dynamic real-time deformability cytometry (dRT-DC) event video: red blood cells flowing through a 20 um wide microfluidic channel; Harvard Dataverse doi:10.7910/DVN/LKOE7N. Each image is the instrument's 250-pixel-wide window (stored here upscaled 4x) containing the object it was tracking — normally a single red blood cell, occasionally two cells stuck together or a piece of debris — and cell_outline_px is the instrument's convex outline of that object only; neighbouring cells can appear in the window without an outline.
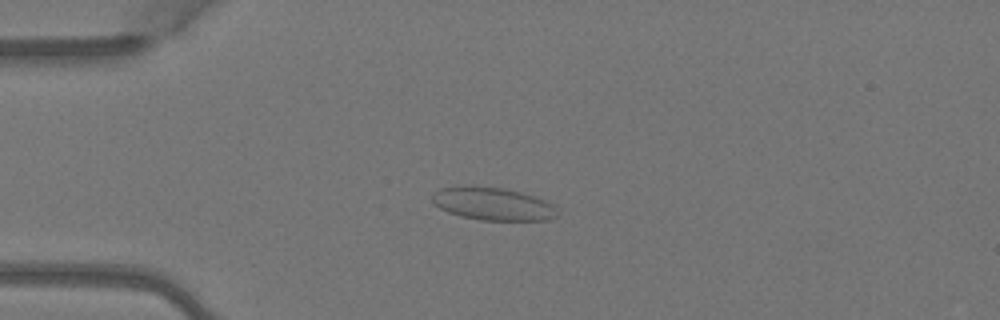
{"species": "Egyptian fruit bat (a non-hibernating species)", "species_latin": "Rousettus aegyptiacus", "temperature_condition": "warm", "stored_images_in_passage": 4, "camera_frame_rate_fps": 3000, "um_per_image_px": 0.085, "animal": {"sex": "female"}, "frame": {"image": 1, "passage_image": 4, "time_ms": 1.0, "image_size_px": [1000, 320], "cell_outline_px": [[556, 216], [548, 220], [480, 220], [460, 216], [448, 212], [432, 204], [432, 192], [440, 188], [472, 184], [504, 188], [520, 192], [544, 200], [552, 204], [556, 212]], "centroid_in_image_um": [41.8, 17.3], "position_along_channel_um": 43.2, "area_um2": 24.16}}